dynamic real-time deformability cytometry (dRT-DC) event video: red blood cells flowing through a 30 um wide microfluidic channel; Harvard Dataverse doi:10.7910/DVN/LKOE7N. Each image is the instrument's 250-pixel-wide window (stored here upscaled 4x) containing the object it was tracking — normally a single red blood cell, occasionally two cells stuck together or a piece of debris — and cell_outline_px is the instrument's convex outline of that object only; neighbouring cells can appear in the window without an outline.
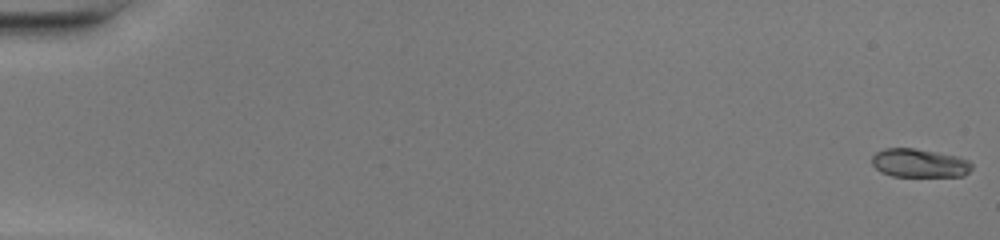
{"species": "common noctule bat (a hibernating species)", "species_latin": "Nyctalus noctula", "temperature_condition": "warm", "stored_images_in_passage": 49, "camera_frame_rate_fps": 3000, "um_per_image_px": 0.085, "animal": {"sex": "female", "body_mass_g": 20.0, "forearm_length_mm": 54.0}, "frame": {"image": 1, "passage_image": 1, "time_ms": 0.0, "image_size_px": [1000, 240], "cell_outline_px": [[972, 168], [964, 176], [892, 176], [880, 172], [872, 164], [872, 156], [876, 152], [884, 148], [912, 148], [960, 156], [968, 160], [972, 164]], "centroid_in_image_um": [78.15, 13.86], "position_along_channel_um": 6.9, "area_um2": 16.7}}
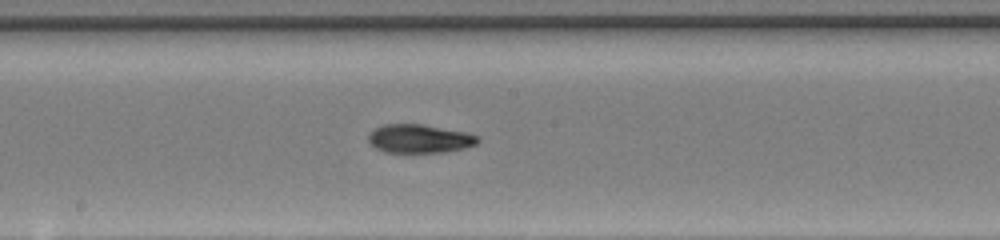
{"frame": {"image": 2, "passage_image": 28, "time_ms": 9.0, "image_size_px": [1000, 240], "cell_outline_px": [[480, 140], [476, 144], [464, 148], [444, 152], [384, 152], [376, 148], [368, 140], [368, 132], [384, 124], [424, 124], [468, 132], [480, 136]], "centroid_in_image_um": [35.68, 11.77], "position_along_channel_um": 212.5, "area_um2": 18.38}}
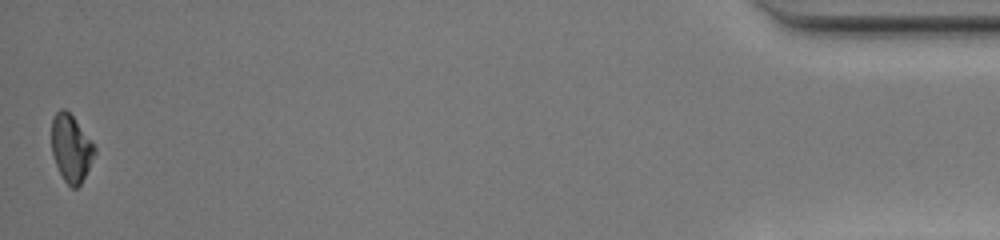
{"frame": {"image": 3, "passage_image": 49, "time_ms": 16.0, "image_size_px": [1000, 240], "cell_outline_px": [[96, 152], [80, 184], [76, 188], [72, 188], [64, 180], [56, 164], [52, 152], [52, 120], [56, 112], [60, 108], [64, 108], [72, 116], [96, 148]], "centroid_in_image_um": [6.03, 12.59], "position_along_channel_um": 429.2, "area_um2": 16.36}, "authors_computed_cell_mechanics": {"area_um2": 17.918, "velocity_mm_per_s": 4.3169, "shape_relaxation_time_tau1_ms": 5.2393, "shape_relaxation_time_tau2_ms": 1.6639, "deformation_change_tau1": 0.1995, "deformation_change_tau2": 0.0598}}